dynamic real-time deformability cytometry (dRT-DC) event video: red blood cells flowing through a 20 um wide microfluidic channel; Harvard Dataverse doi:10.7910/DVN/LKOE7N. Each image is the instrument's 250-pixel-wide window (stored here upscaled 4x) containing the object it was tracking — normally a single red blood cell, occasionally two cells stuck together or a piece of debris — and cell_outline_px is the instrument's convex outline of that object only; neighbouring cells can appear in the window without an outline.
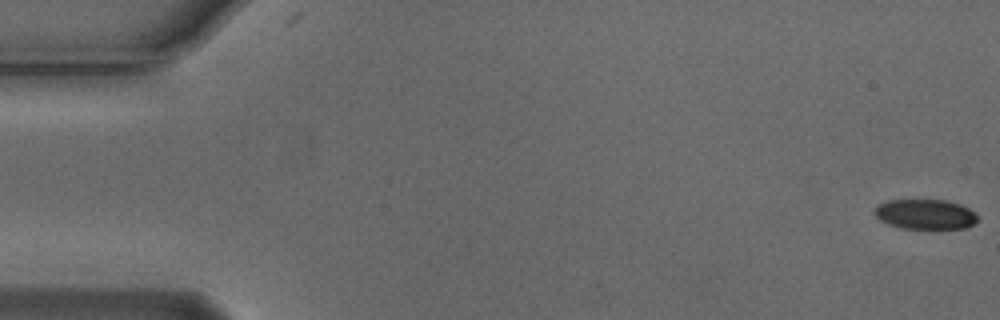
{"species": "Egyptian fruit bat (a non-hibernating species)", "species_latin": "Rousettus aegyptiacus", "temperature_condition": "cold", "stored_images_in_passage": 56, "camera_frame_rate_fps": 3000, "um_per_image_px": 0.085, "animal": {"sex": "male"}, "frame": {"image": 1, "passage_image": 1, "time_ms": 0.0, "image_size_px": [1000, 320], "cell_outline_px": [[980, 216], [968, 228], [904, 228], [888, 224], [880, 220], [872, 212], [876, 204], [888, 200], [944, 200], [960, 204], [968, 208]], "centroid_in_image_um": [78.62, 18.2], "position_along_channel_um": 6.4, "area_um2": 18.03}}
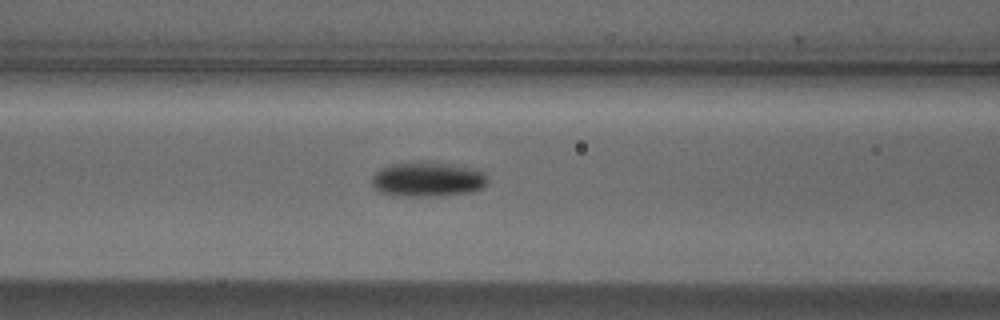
{"frame": {"image": 2, "passage_image": 23, "time_ms": 7.333, "image_size_px": [1000, 320], "cell_outline_px": [[488, 180], [480, 188], [468, 192], [432, 196], [392, 196], [380, 192], [372, 184], [372, 176], [380, 168], [392, 164], [452, 164], [484, 172]], "centroid_in_image_um": [36.3, 15.28], "position_along_channel_um": 130.3, "area_um2": 22.54}}
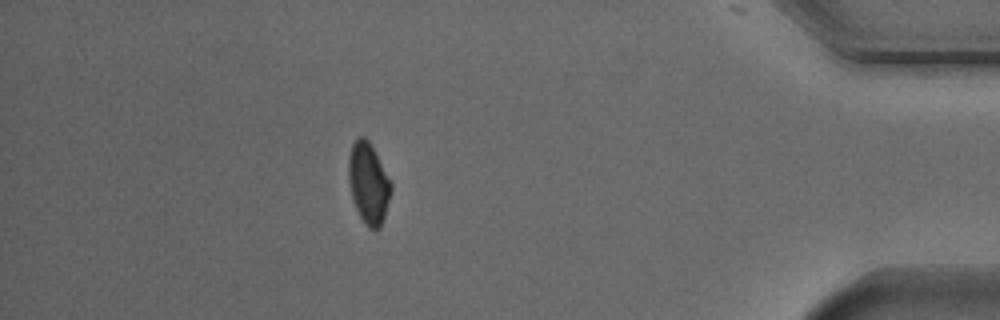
{"frame": {"image": 3, "passage_image": 49, "time_ms": 16.0, "image_size_px": [1000, 320], "cell_outline_px": [[392, 188], [384, 216], [380, 228], [368, 228], [364, 224], [356, 208], [352, 196], [348, 180], [348, 160], [352, 144], [360, 136], [364, 136], [368, 140], [376, 152], [392, 184]], "centroid_in_image_um": [31.31, 15.56], "position_along_channel_um": 403.9, "area_um2": 19.88}, "authors_computed_cell_mechanics": {"area_um2": 20.519, "velocity_mm_per_s": 3.7235, "shape_relaxation_time_tau1_ms": 2.4287, "shape_relaxation_time_tau2_ms": null, "deformation_change_tau1": 0.0904, "deformation_change_tau2": null}}